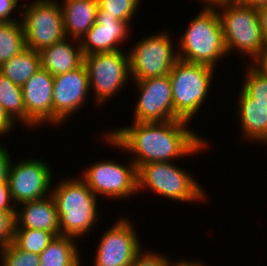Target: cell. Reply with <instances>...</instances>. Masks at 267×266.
I'll return each instance as SVG.
<instances>
[{
    "mask_svg": "<svg viewBox=\"0 0 267 266\" xmlns=\"http://www.w3.org/2000/svg\"><path fill=\"white\" fill-rule=\"evenodd\" d=\"M74 178L56 182L51 195L57 206L60 235L80 240L92 232L100 218L99 201L79 176Z\"/></svg>",
    "mask_w": 267,
    "mask_h": 266,
    "instance_id": "7a4b0ae2",
    "label": "cell"
},
{
    "mask_svg": "<svg viewBox=\"0 0 267 266\" xmlns=\"http://www.w3.org/2000/svg\"><path fill=\"white\" fill-rule=\"evenodd\" d=\"M15 121L9 116L4 107L0 104V138L5 137V134H10L15 127Z\"/></svg>",
    "mask_w": 267,
    "mask_h": 266,
    "instance_id": "836d02e7",
    "label": "cell"
},
{
    "mask_svg": "<svg viewBox=\"0 0 267 266\" xmlns=\"http://www.w3.org/2000/svg\"><path fill=\"white\" fill-rule=\"evenodd\" d=\"M64 32L66 38L80 39L95 24L97 0H62Z\"/></svg>",
    "mask_w": 267,
    "mask_h": 266,
    "instance_id": "ffe728a7",
    "label": "cell"
},
{
    "mask_svg": "<svg viewBox=\"0 0 267 266\" xmlns=\"http://www.w3.org/2000/svg\"><path fill=\"white\" fill-rule=\"evenodd\" d=\"M201 9L177 41L178 58L216 70L218 61L228 55L222 25L216 8Z\"/></svg>",
    "mask_w": 267,
    "mask_h": 266,
    "instance_id": "3957f363",
    "label": "cell"
},
{
    "mask_svg": "<svg viewBox=\"0 0 267 266\" xmlns=\"http://www.w3.org/2000/svg\"><path fill=\"white\" fill-rule=\"evenodd\" d=\"M175 162H150L137 169L138 193L150 190L180 203L206 201L205 187Z\"/></svg>",
    "mask_w": 267,
    "mask_h": 266,
    "instance_id": "5b68a950",
    "label": "cell"
},
{
    "mask_svg": "<svg viewBox=\"0 0 267 266\" xmlns=\"http://www.w3.org/2000/svg\"><path fill=\"white\" fill-rule=\"evenodd\" d=\"M31 3L22 4L20 20L26 48L40 52L66 38L63 11L58 0H34Z\"/></svg>",
    "mask_w": 267,
    "mask_h": 266,
    "instance_id": "ba28073f",
    "label": "cell"
},
{
    "mask_svg": "<svg viewBox=\"0 0 267 266\" xmlns=\"http://www.w3.org/2000/svg\"><path fill=\"white\" fill-rule=\"evenodd\" d=\"M128 217H119L100 234L93 266H130L136 254L144 247Z\"/></svg>",
    "mask_w": 267,
    "mask_h": 266,
    "instance_id": "7c38bea8",
    "label": "cell"
},
{
    "mask_svg": "<svg viewBox=\"0 0 267 266\" xmlns=\"http://www.w3.org/2000/svg\"><path fill=\"white\" fill-rule=\"evenodd\" d=\"M0 266H39V254L21 250L13 241L0 248Z\"/></svg>",
    "mask_w": 267,
    "mask_h": 266,
    "instance_id": "83f0119b",
    "label": "cell"
},
{
    "mask_svg": "<svg viewBox=\"0 0 267 266\" xmlns=\"http://www.w3.org/2000/svg\"><path fill=\"white\" fill-rule=\"evenodd\" d=\"M19 0H0V22H14L20 21V18L17 19L11 17L13 12L19 11L21 13L22 5H18Z\"/></svg>",
    "mask_w": 267,
    "mask_h": 266,
    "instance_id": "4dcf8cb0",
    "label": "cell"
},
{
    "mask_svg": "<svg viewBox=\"0 0 267 266\" xmlns=\"http://www.w3.org/2000/svg\"><path fill=\"white\" fill-rule=\"evenodd\" d=\"M53 86L54 76L43 68L22 86L26 127L53 125Z\"/></svg>",
    "mask_w": 267,
    "mask_h": 266,
    "instance_id": "9a60e30c",
    "label": "cell"
},
{
    "mask_svg": "<svg viewBox=\"0 0 267 266\" xmlns=\"http://www.w3.org/2000/svg\"><path fill=\"white\" fill-rule=\"evenodd\" d=\"M131 28L127 22L104 15V10L98 7L95 24L79 39L83 56L122 50L120 46L130 38Z\"/></svg>",
    "mask_w": 267,
    "mask_h": 266,
    "instance_id": "2e32d148",
    "label": "cell"
},
{
    "mask_svg": "<svg viewBox=\"0 0 267 266\" xmlns=\"http://www.w3.org/2000/svg\"><path fill=\"white\" fill-rule=\"evenodd\" d=\"M155 252V253H154ZM141 249L134 257L130 266H170L171 259L160 252Z\"/></svg>",
    "mask_w": 267,
    "mask_h": 266,
    "instance_id": "f1b7e54d",
    "label": "cell"
},
{
    "mask_svg": "<svg viewBox=\"0 0 267 266\" xmlns=\"http://www.w3.org/2000/svg\"><path fill=\"white\" fill-rule=\"evenodd\" d=\"M215 8L228 55L233 51L240 55L243 53L242 58L249 56V64H254L267 50L257 9L238 0H226Z\"/></svg>",
    "mask_w": 267,
    "mask_h": 266,
    "instance_id": "277c9868",
    "label": "cell"
},
{
    "mask_svg": "<svg viewBox=\"0 0 267 266\" xmlns=\"http://www.w3.org/2000/svg\"><path fill=\"white\" fill-rule=\"evenodd\" d=\"M191 122L178 119L166 122H133L107 131L102 139L110 147L130 152L137 169L150 162H174L198 155L210 146L207 139L189 128ZM189 125V126H188ZM205 139V140H204Z\"/></svg>",
    "mask_w": 267,
    "mask_h": 266,
    "instance_id": "6da1fadb",
    "label": "cell"
},
{
    "mask_svg": "<svg viewBox=\"0 0 267 266\" xmlns=\"http://www.w3.org/2000/svg\"><path fill=\"white\" fill-rule=\"evenodd\" d=\"M15 212L0 211V248L7 246L14 239Z\"/></svg>",
    "mask_w": 267,
    "mask_h": 266,
    "instance_id": "f546056e",
    "label": "cell"
},
{
    "mask_svg": "<svg viewBox=\"0 0 267 266\" xmlns=\"http://www.w3.org/2000/svg\"><path fill=\"white\" fill-rule=\"evenodd\" d=\"M215 69L202 64L178 60L169 73L173 107L182 119L192 123L208 100ZM194 116V117H193Z\"/></svg>",
    "mask_w": 267,
    "mask_h": 266,
    "instance_id": "8992f818",
    "label": "cell"
},
{
    "mask_svg": "<svg viewBox=\"0 0 267 266\" xmlns=\"http://www.w3.org/2000/svg\"><path fill=\"white\" fill-rule=\"evenodd\" d=\"M158 32L142 37L128 49L131 80L167 75L179 60L172 33Z\"/></svg>",
    "mask_w": 267,
    "mask_h": 266,
    "instance_id": "9c48e42d",
    "label": "cell"
},
{
    "mask_svg": "<svg viewBox=\"0 0 267 266\" xmlns=\"http://www.w3.org/2000/svg\"><path fill=\"white\" fill-rule=\"evenodd\" d=\"M120 163L102 160L87 165L79 177L94 192L96 197H108L113 200L128 199L138 194L137 167L131 161ZM136 193V194H135Z\"/></svg>",
    "mask_w": 267,
    "mask_h": 266,
    "instance_id": "30bf717a",
    "label": "cell"
},
{
    "mask_svg": "<svg viewBox=\"0 0 267 266\" xmlns=\"http://www.w3.org/2000/svg\"><path fill=\"white\" fill-rule=\"evenodd\" d=\"M49 163L40 158H25L16 163L11 160L8 184L15 204L39 200L51 195L53 171Z\"/></svg>",
    "mask_w": 267,
    "mask_h": 266,
    "instance_id": "8fae6325",
    "label": "cell"
},
{
    "mask_svg": "<svg viewBox=\"0 0 267 266\" xmlns=\"http://www.w3.org/2000/svg\"><path fill=\"white\" fill-rule=\"evenodd\" d=\"M0 104L9 116L15 121L25 125V107L22 87L13 83L0 72Z\"/></svg>",
    "mask_w": 267,
    "mask_h": 266,
    "instance_id": "cb8c5ba5",
    "label": "cell"
},
{
    "mask_svg": "<svg viewBox=\"0 0 267 266\" xmlns=\"http://www.w3.org/2000/svg\"><path fill=\"white\" fill-rule=\"evenodd\" d=\"M242 90L255 102L267 106V76L254 64L247 63Z\"/></svg>",
    "mask_w": 267,
    "mask_h": 266,
    "instance_id": "484cf974",
    "label": "cell"
},
{
    "mask_svg": "<svg viewBox=\"0 0 267 266\" xmlns=\"http://www.w3.org/2000/svg\"><path fill=\"white\" fill-rule=\"evenodd\" d=\"M254 65L267 76V50L261 54L260 58Z\"/></svg>",
    "mask_w": 267,
    "mask_h": 266,
    "instance_id": "8d00e7d4",
    "label": "cell"
},
{
    "mask_svg": "<svg viewBox=\"0 0 267 266\" xmlns=\"http://www.w3.org/2000/svg\"><path fill=\"white\" fill-rule=\"evenodd\" d=\"M16 204L14 203L8 181L0 183V211L15 212Z\"/></svg>",
    "mask_w": 267,
    "mask_h": 266,
    "instance_id": "1f68e13d",
    "label": "cell"
},
{
    "mask_svg": "<svg viewBox=\"0 0 267 266\" xmlns=\"http://www.w3.org/2000/svg\"><path fill=\"white\" fill-rule=\"evenodd\" d=\"M11 157L7 148L0 143V183L6 181L8 178L9 166L13 159Z\"/></svg>",
    "mask_w": 267,
    "mask_h": 266,
    "instance_id": "d6a6232c",
    "label": "cell"
},
{
    "mask_svg": "<svg viewBox=\"0 0 267 266\" xmlns=\"http://www.w3.org/2000/svg\"><path fill=\"white\" fill-rule=\"evenodd\" d=\"M87 69L82 64L77 69L54 76L53 126L66 124L87 102L90 94ZM78 111V112H77Z\"/></svg>",
    "mask_w": 267,
    "mask_h": 266,
    "instance_id": "5bb4252c",
    "label": "cell"
},
{
    "mask_svg": "<svg viewBox=\"0 0 267 266\" xmlns=\"http://www.w3.org/2000/svg\"><path fill=\"white\" fill-rule=\"evenodd\" d=\"M238 95L236 116L242 138L267 145V106L255 102L242 89Z\"/></svg>",
    "mask_w": 267,
    "mask_h": 266,
    "instance_id": "ac0fdd59",
    "label": "cell"
},
{
    "mask_svg": "<svg viewBox=\"0 0 267 266\" xmlns=\"http://www.w3.org/2000/svg\"><path fill=\"white\" fill-rule=\"evenodd\" d=\"M55 238L52 232L35 229H14L13 242L24 251L41 254Z\"/></svg>",
    "mask_w": 267,
    "mask_h": 266,
    "instance_id": "d4e9b609",
    "label": "cell"
},
{
    "mask_svg": "<svg viewBox=\"0 0 267 266\" xmlns=\"http://www.w3.org/2000/svg\"><path fill=\"white\" fill-rule=\"evenodd\" d=\"M76 241V238L69 236H55L39 255V266H83L81 250H78Z\"/></svg>",
    "mask_w": 267,
    "mask_h": 266,
    "instance_id": "44dd1931",
    "label": "cell"
},
{
    "mask_svg": "<svg viewBox=\"0 0 267 266\" xmlns=\"http://www.w3.org/2000/svg\"><path fill=\"white\" fill-rule=\"evenodd\" d=\"M98 7L104 10V15H111L130 26L140 5V0H97ZM138 7V8H137Z\"/></svg>",
    "mask_w": 267,
    "mask_h": 266,
    "instance_id": "4316f807",
    "label": "cell"
},
{
    "mask_svg": "<svg viewBox=\"0 0 267 266\" xmlns=\"http://www.w3.org/2000/svg\"><path fill=\"white\" fill-rule=\"evenodd\" d=\"M239 2L258 8L263 5H267V0H238Z\"/></svg>",
    "mask_w": 267,
    "mask_h": 266,
    "instance_id": "74e56055",
    "label": "cell"
},
{
    "mask_svg": "<svg viewBox=\"0 0 267 266\" xmlns=\"http://www.w3.org/2000/svg\"><path fill=\"white\" fill-rule=\"evenodd\" d=\"M17 207L14 229L44 230L55 236L60 235L57 206L52 195L24 202Z\"/></svg>",
    "mask_w": 267,
    "mask_h": 266,
    "instance_id": "e0dca14e",
    "label": "cell"
},
{
    "mask_svg": "<svg viewBox=\"0 0 267 266\" xmlns=\"http://www.w3.org/2000/svg\"><path fill=\"white\" fill-rule=\"evenodd\" d=\"M174 260H172V263L170 264V266H206V264H204V262L202 261H196V260H190V259H178V261L173 262Z\"/></svg>",
    "mask_w": 267,
    "mask_h": 266,
    "instance_id": "d590c367",
    "label": "cell"
},
{
    "mask_svg": "<svg viewBox=\"0 0 267 266\" xmlns=\"http://www.w3.org/2000/svg\"><path fill=\"white\" fill-rule=\"evenodd\" d=\"M41 68L40 54L25 48L0 66V72L13 83L22 87Z\"/></svg>",
    "mask_w": 267,
    "mask_h": 266,
    "instance_id": "7402d4cb",
    "label": "cell"
},
{
    "mask_svg": "<svg viewBox=\"0 0 267 266\" xmlns=\"http://www.w3.org/2000/svg\"><path fill=\"white\" fill-rule=\"evenodd\" d=\"M26 48L21 21L0 22V66Z\"/></svg>",
    "mask_w": 267,
    "mask_h": 266,
    "instance_id": "603a6c76",
    "label": "cell"
},
{
    "mask_svg": "<svg viewBox=\"0 0 267 266\" xmlns=\"http://www.w3.org/2000/svg\"><path fill=\"white\" fill-rule=\"evenodd\" d=\"M257 9L262 35L267 46V5L260 6Z\"/></svg>",
    "mask_w": 267,
    "mask_h": 266,
    "instance_id": "e575fe53",
    "label": "cell"
},
{
    "mask_svg": "<svg viewBox=\"0 0 267 266\" xmlns=\"http://www.w3.org/2000/svg\"><path fill=\"white\" fill-rule=\"evenodd\" d=\"M205 4L202 7L205 8H215L219 6L221 3L225 2L226 0H199Z\"/></svg>",
    "mask_w": 267,
    "mask_h": 266,
    "instance_id": "f35d334b",
    "label": "cell"
},
{
    "mask_svg": "<svg viewBox=\"0 0 267 266\" xmlns=\"http://www.w3.org/2000/svg\"><path fill=\"white\" fill-rule=\"evenodd\" d=\"M76 41L73 43V41ZM76 43V44H75ZM41 68L57 76L73 71L83 64V53L78 39L65 38L39 52Z\"/></svg>",
    "mask_w": 267,
    "mask_h": 266,
    "instance_id": "d6986e66",
    "label": "cell"
},
{
    "mask_svg": "<svg viewBox=\"0 0 267 266\" xmlns=\"http://www.w3.org/2000/svg\"><path fill=\"white\" fill-rule=\"evenodd\" d=\"M89 78L90 92L97 108L109 103L118 92L131 82L127 51L93 53L83 58ZM123 87V88H122ZM94 92V93H93Z\"/></svg>",
    "mask_w": 267,
    "mask_h": 266,
    "instance_id": "52a82bcc",
    "label": "cell"
},
{
    "mask_svg": "<svg viewBox=\"0 0 267 266\" xmlns=\"http://www.w3.org/2000/svg\"><path fill=\"white\" fill-rule=\"evenodd\" d=\"M139 98L134 107L133 122H166L181 119L174 111L169 74L132 80Z\"/></svg>",
    "mask_w": 267,
    "mask_h": 266,
    "instance_id": "4fadbf2b",
    "label": "cell"
}]
</instances>
